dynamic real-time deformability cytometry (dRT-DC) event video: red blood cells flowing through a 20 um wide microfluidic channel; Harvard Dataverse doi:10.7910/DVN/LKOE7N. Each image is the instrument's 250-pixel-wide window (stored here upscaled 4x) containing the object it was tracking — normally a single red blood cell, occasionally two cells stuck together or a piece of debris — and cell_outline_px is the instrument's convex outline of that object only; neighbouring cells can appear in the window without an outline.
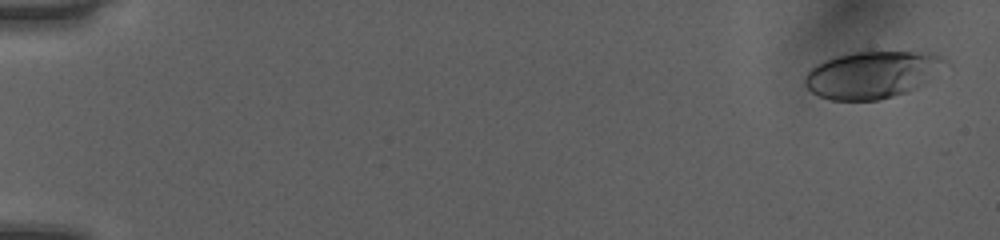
{"species": "human", "species_latin": "Homo sapiens", "temperature_condition": "room temperature", "stored_images_in_passage": 51, "camera_frame_rate_fps": 3000, "um_per_image_px": 0.085, "donor": {"sex": "female"}, "frame": {"image": 1, "passage_image": 2, "time_ms": 0.333, "image_size_px": [1000, 240], "cell_outline_px": [[952, 64], [908, 92], [876, 100], [832, 100], [820, 96], [812, 92], [804, 84], [804, 76], [816, 64], [824, 60], [836, 56], [856, 52], [936, 52], [948, 60]], "centroid_in_image_um": [74.19, 6.33], "position_along_channel_um": 10.8, "area_um2": 38.61}}
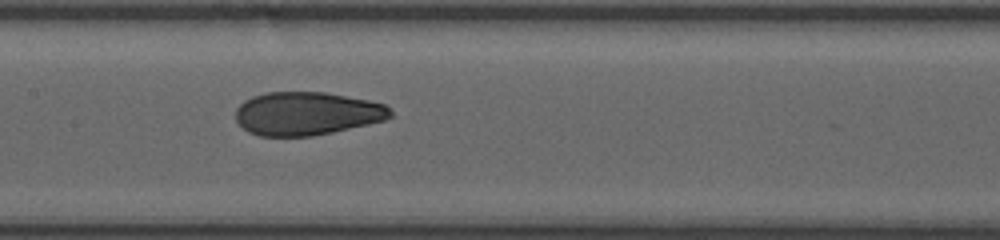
{"frame": {"image": 2, "passage_image": 27, "time_ms": 8.667, "image_size_px": [1000, 240], "cell_outline_px": [[392, 116], [384, 120], [368, 124], [332, 132], [312, 136], [260, 136], [248, 132], [236, 120], [236, 108], [244, 100], [252, 96], [264, 92], [324, 92], [368, 100], [384, 104], [392, 108]], "centroid_in_image_um": [26.07, 9.64], "position_along_channel_um": 181.3, "area_um2": 39.07}}
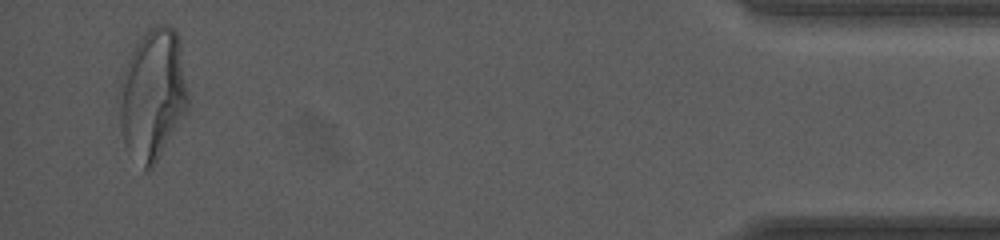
{"frame": {"image": 3, "passage_image": 50, "time_ms": 16.333, "image_size_px": [1000, 240], "cell_outline_px": [[188, 112], [152, 168], [148, 172], [144, 168], [124, 144], [120, 128], [120, 80], [124, 68], [136, 44], [148, 28], [156, 24], [168, 24], [176, 28], [180, 40], [188, 92]], "centroid_in_image_um": [13.02, 8.0], "position_along_channel_um": 422.2, "area_um2": 52.71}, "authors_computed_cell_mechanics": {"area_um2": 39.5352, "velocity_mm_per_s": 4.0488, "shape_relaxation_time_tau1_ms": 8.804, "shape_relaxation_time_tau2_ms": 0.996, "deformation_change_tau1": 0.2541, "deformation_change_tau2": 0.0706}}